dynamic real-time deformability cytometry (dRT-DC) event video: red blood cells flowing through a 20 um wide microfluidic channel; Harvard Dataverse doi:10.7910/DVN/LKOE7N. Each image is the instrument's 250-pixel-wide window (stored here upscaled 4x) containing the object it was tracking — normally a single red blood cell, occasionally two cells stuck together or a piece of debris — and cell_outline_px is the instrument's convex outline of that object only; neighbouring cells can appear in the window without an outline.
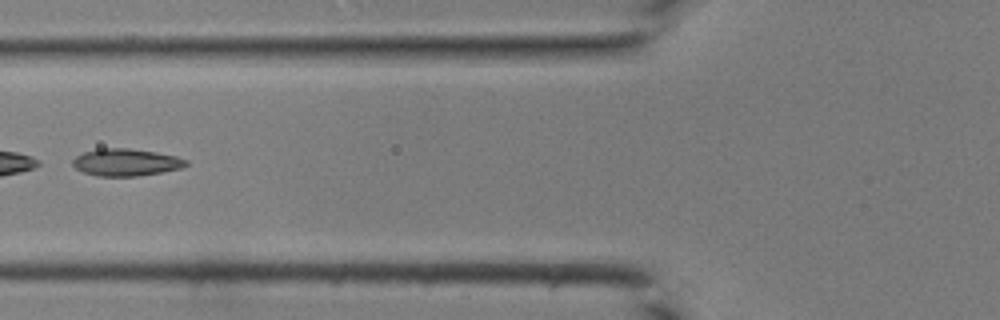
{"species": "common noctule bat (a hibernating species)", "species_latin": "Nyctalus noctula", "temperature_condition": "room temperature", "stored_images_in_passage": 36, "segment_of_instrument_passage": [2, 2], "camera_frame_rate_fps": 3000, "um_per_image_px": 0.085, "animal": {"sex": "male", "body_mass_g": 19.0, "forearm_length_mm": 50.8}, "frame": {"image": 1, "passage_image": 18, "time_ms": 5.667, "image_size_px": [1000, 320], "cell_outline_px": [[188, 164], [180, 168], [160, 172], [136, 176], [100, 176], [84, 172], [76, 168], [72, 164], [72, 160], [76, 156], [84, 152], [100, 148], [128, 148], [156, 152], [176, 156], [188, 160]], "centroid_in_image_um": [10.7, 13.79], "position_along_channel_um": 115.1, "area_um2": 17.8}}
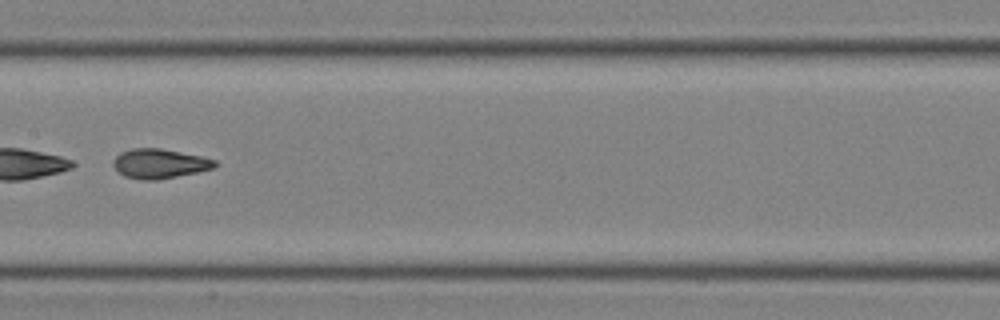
{"frame": {"image": 2, "passage_image": 23, "time_ms": 7.333, "image_size_px": [1000, 320], "cell_outline_px": [[216, 164], [212, 168], [196, 172], [156, 180], [140, 180], [124, 176], [112, 164], [112, 160], [120, 152], [132, 148], [160, 148], [200, 156], [216, 160]], "centroid_in_image_um": [13.51, 13.9], "position_along_channel_um": 193.9, "area_um2": 17.28}}
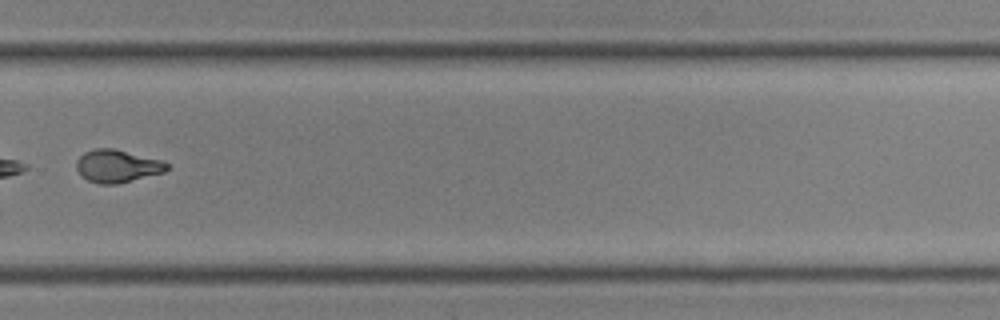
{"frame": {"image": 3, "passage_image": 31, "time_ms": 10.0, "image_size_px": [1000, 320], "cell_outline_px": [[168, 168], [164, 172], [116, 184], [100, 184], [88, 180], [80, 176], [76, 168], [76, 160], [84, 152], [96, 148], [112, 148], [160, 160], [168, 164]], "centroid_in_image_um": [9.91, 14.12], "position_along_channel_um": 319.9, "area_um2": 17.05}}